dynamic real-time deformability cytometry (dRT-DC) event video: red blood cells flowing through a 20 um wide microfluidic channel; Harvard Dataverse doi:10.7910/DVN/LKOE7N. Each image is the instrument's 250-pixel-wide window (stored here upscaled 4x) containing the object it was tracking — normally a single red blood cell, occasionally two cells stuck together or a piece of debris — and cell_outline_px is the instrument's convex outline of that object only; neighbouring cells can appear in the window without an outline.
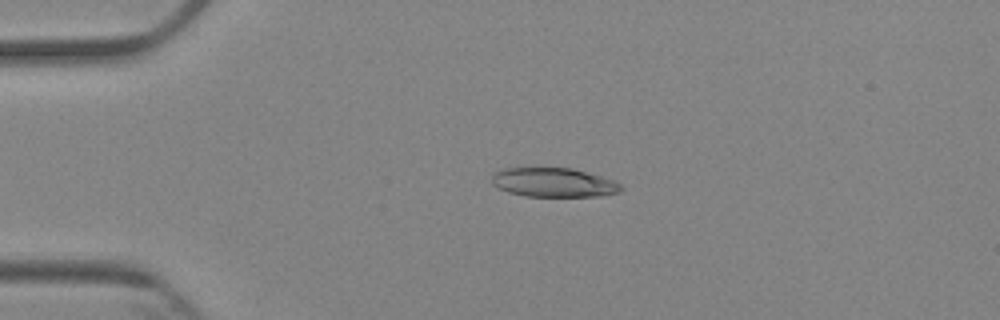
{"species": "Egyptian fruit bat (a non-hibernating species)", "species_latin": "Rousettus aegyptiacus", "temperature_condition": "cold", "stored_images_in_passage": 4, "camera_frame_rate_fps": 3000, "um_per_image_px": 0.085, "animal": {"sex": "female"}, "frame": {"image": 1, "passage_image": 3, "time_ms": 2.333, "image_size_px": [1000, 320], "cell_outline_px": [[624, 188], [620, 192], [604, 196], [524, 196], [508, 192], [496, 188], [492, 184], [492, 176], [496, 172], [504, 168], [572, 168], [600, 176], [612, 180], [620, 184]], "centroid_in_image_um": [47.06, 15.52], "position_along_channel_um": 37.9, "area_um2": 21.96}}